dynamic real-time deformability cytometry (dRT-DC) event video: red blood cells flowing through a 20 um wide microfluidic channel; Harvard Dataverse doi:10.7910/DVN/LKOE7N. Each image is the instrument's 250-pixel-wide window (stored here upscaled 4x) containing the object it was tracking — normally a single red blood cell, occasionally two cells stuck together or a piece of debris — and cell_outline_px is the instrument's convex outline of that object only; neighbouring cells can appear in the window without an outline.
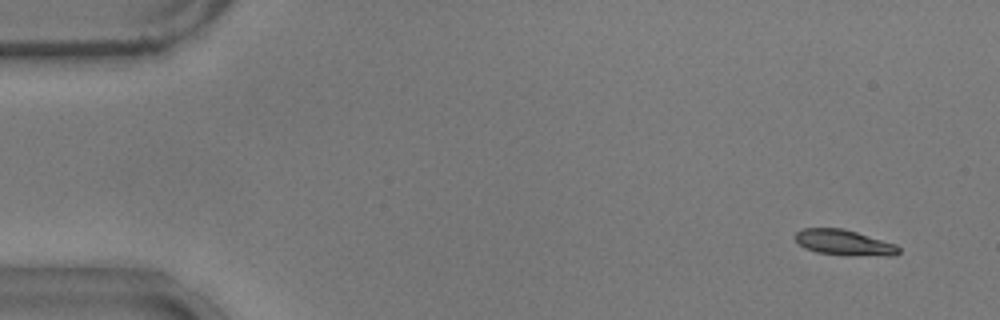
{"species": "common noctule bat (a hibernating species)", "species_latin": "Nyctalus noctula", "temperature_condition": "warm", "stored_images_in_passage": 55, "camera_frame_rate_fps": 3000, "um_per_image_px": 0.085, "animal": {"sex": "male", "body_mass_g": 17.9}, "frame": {"image": 1, "passage_image": 4, "time_ms": 1.0, "image_size_px": [1000, 320], "cell_outline_px": [[900, 252], [896, 256], [884, 256], [816, 252], [804, 248], [792, 236], [796, 232], [804, 228], [840, 228], [856, 232], [896, 244], [900, 248]], "centroid_in_image_um": [71.75, 20.61], "position_along_channel_um": 13.3, "area_um2": 15.14}}
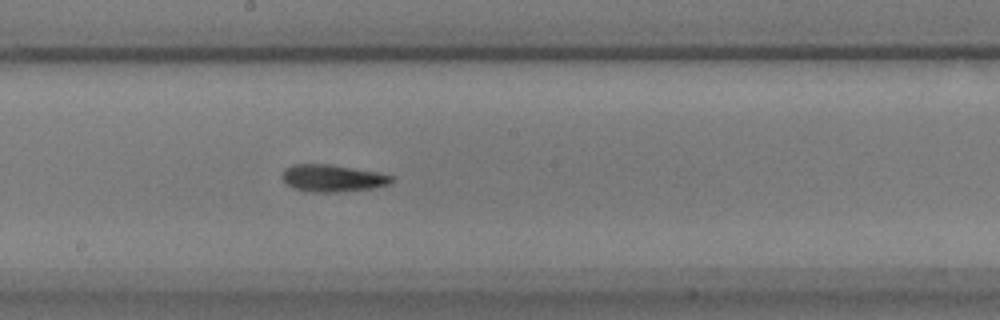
{"frame": {"image": 2, "passage_image": 30, "time_ms": 9.667, "image_size_px": [1000, 320], "cell_outline_px": [[392, 180], [388, 184], [372, 188], [336, 192], [312, 192], [292, 188], [280, 176], [284, 168], [292, 164], [328, 164], [380, 172], [392, 176]], "centroid_in_image_um": [28.22, 15.13], "position_along_channel_um": 220.0, "area_um2": 17.28}}
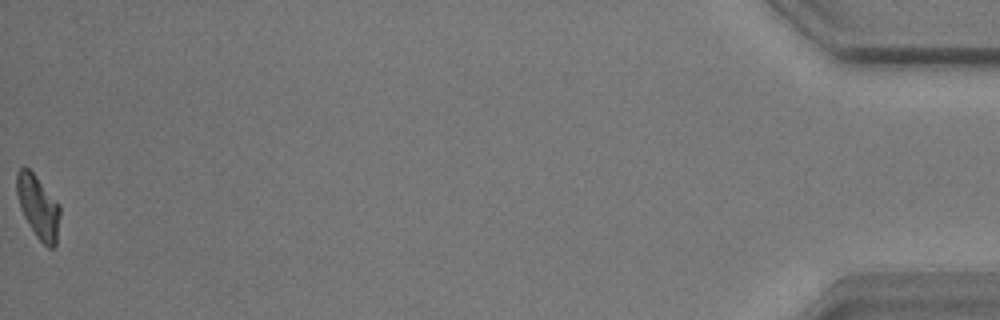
{"frame": {"image": 3, "passage_image": 55, "time_ms": 18.0, "image_size_px": [1000, 320], "cell_outline_px": [[60, 212], [56, 244], [52, 248], [48, 248], [36, 236], [24, 216], [20, 208], [16, 192], [16, 172], [20, 168], [28, 168], [36, 176], [60, 204]], "centroid_in_image_um": [3.24, 17.57], "position_along_channel_um": 432.0, "area_um2": 15.84}, "authors_computed_cell_mechanics": {"area_um2": 16.473, "velocity_mm_per_s": 3.7251, "shape_relaxation_time_tau1_ms": 7.5735, "shape_relaxation_time_tau2_ms": 3.7467, "deformation_change_tau1": 0.2056, "deformation_change_tau2": 0.1077}}